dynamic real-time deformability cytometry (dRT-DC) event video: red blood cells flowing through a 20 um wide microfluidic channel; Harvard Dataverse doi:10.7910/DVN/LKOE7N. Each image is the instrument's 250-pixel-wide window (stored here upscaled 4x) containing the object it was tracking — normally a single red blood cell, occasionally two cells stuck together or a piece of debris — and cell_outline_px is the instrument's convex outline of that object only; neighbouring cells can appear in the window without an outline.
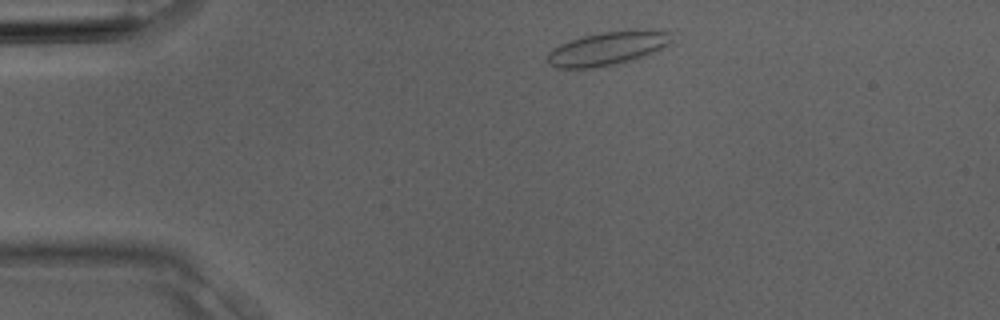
{"species": "Egyptian fruit bat (a non-hibernating species)", "species_latin": "Rousettus aegyptiacus", "temperature_condition": "room temperature", "stored_images_in_passage": 3, "camera_frame_rate_fps": 3000, "um_per_image_px": 0.085, "animal": {"sex": "male"}, "frame": {"image": 1, "passage_image": 1, "time_ms": 0.0, "image_size_px": [1000, 320], "cell_outline_px": [[676, 44], [644, 56], [632, 60], [596, 68], [556, 68], [548, 64], [548, 52], [552, 48], [560, 44], [584, 36], [600, 32], [628, 28], [648, 28], [672, 32]], "centroid_in_image_um": [51.79, 4.07], "position_along_channel_um": 33.2, "area_um2": 25.32}}